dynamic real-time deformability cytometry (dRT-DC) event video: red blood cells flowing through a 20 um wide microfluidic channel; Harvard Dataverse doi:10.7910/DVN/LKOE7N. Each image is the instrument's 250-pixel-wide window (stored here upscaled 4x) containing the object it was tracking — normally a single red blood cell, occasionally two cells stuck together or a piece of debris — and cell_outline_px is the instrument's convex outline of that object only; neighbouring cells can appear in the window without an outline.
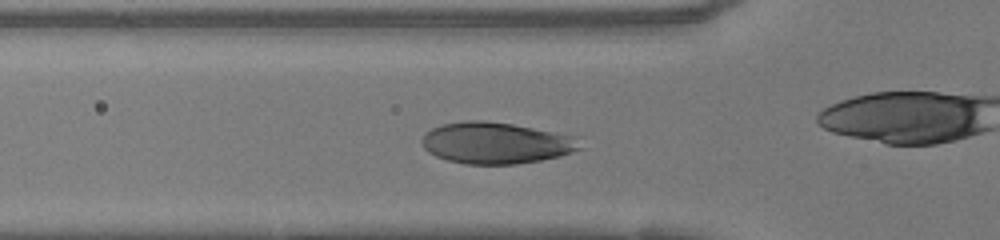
{"species": "human", "species_latin": "Homo sapiens", "temperature_condition": "warm", "stored_images_in_passage": 33, "camera_frame_rate_fps": 3000, "um_per_image_px": 0.085, "donor": {"sex": "female"}, "frame": {"image": 1, "passage_image": 11, "time_ms": 3.333, "image_size_px": [1000, 240], "cell_outline_px": [[580, 148], [572, 152], [560, 156], [540, 160], [516, 164], [464, 164], [448, 160], [436, 156], [428, 152], [420, 144], [420, 140], [432, 128], [444, 124], [468, 120], [484, 120], [512, 124], [576, 136]], "centroid_in_image_um": [42.13, 12.16], "position_along_channel_um": 83.7, "area_um2": 37.97}}
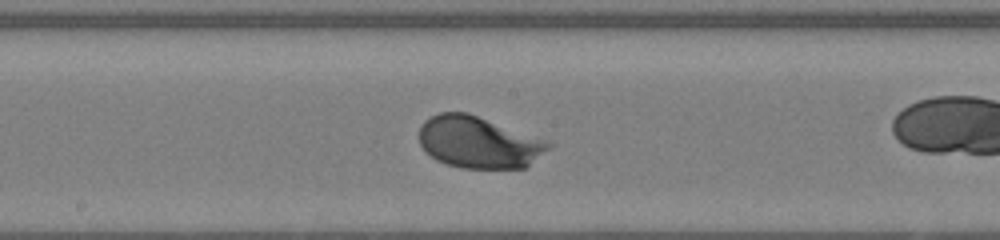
{"frame": {"image": 2, "passage_image": 20, "time_ms": 6.333, "image_size_px": [1000, 240], "cell_outline_px": [[556, 144], [552, 148], [524, 168], [460, 168], [436, 160], [420, 144], [420, 124], [424, 120], [440, 112], [468, 112]], "centroid_in_image_um": [40.7, 12.09], "position_along_channel_um": 207.5, "area_um2": 38.9}}
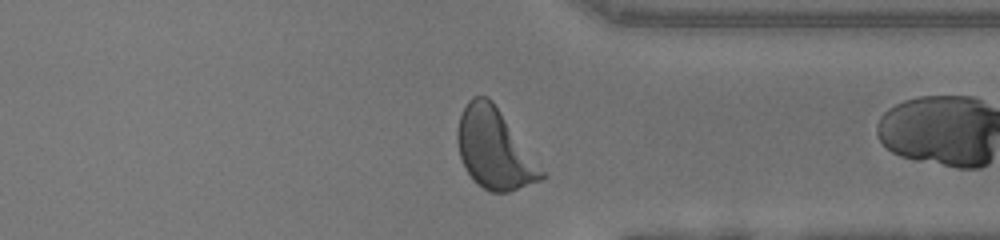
{"frame": {"image": 3, "passage_image": 32, "time_ms": 10.333, "image_size_px": [1000, 240], "cell_outline_px": [[548, 176], [540, 180], [508, 192], [488, 192], [476, 184], [472, 180], [464, 168], [460, 156], [456, 140], [456, 132], [460, 116], [468, 100], [472, 96], [488, 96], [492, 100], [548, 172]], "centroid_in_image_um": [42.05, 12.67], "position_along_channel_um": 369.3, "area_um2": 40.0}}